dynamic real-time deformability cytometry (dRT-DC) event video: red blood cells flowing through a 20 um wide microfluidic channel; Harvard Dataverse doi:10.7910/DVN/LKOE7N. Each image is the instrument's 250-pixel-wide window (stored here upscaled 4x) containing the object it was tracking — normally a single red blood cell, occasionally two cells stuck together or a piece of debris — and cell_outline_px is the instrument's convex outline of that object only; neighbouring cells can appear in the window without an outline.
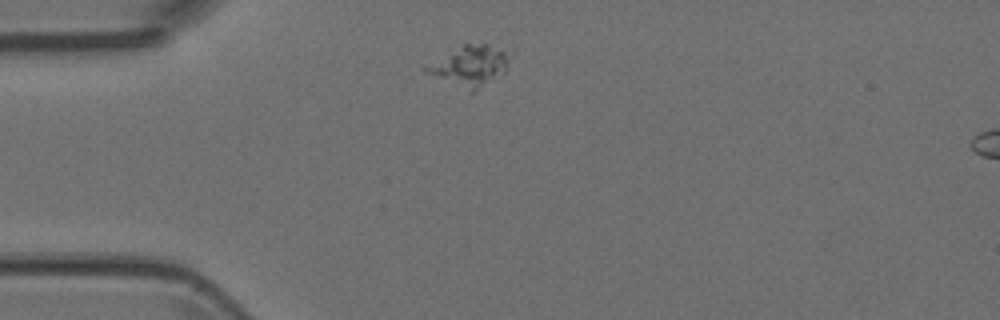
{"species": "Egyptian fruit bat (a non-hibernating species)", "species_latin": "Rousettus aegyptiacus", "temperature_condition": "room temperature", "stored_images_in_passage": 3, "camera_frame_rate_fps": 3000, "um_per_image_px": 0.085, "animal": {"sex": "female"}, "frame": {"image": 1, "passage_image": 1, "time_ms": 0.0, "image_size_px": [1000, 320], "cell_outline_px": [[516, 48], [504, 72], [472, 92], [424, 72], [424, 68], [448, 48], [464, 44], [488, 44]], "centroid_in_image_um": [40.02, 5.5], "position_along_channel_um": 45.0, "area_um2": 20.29}}
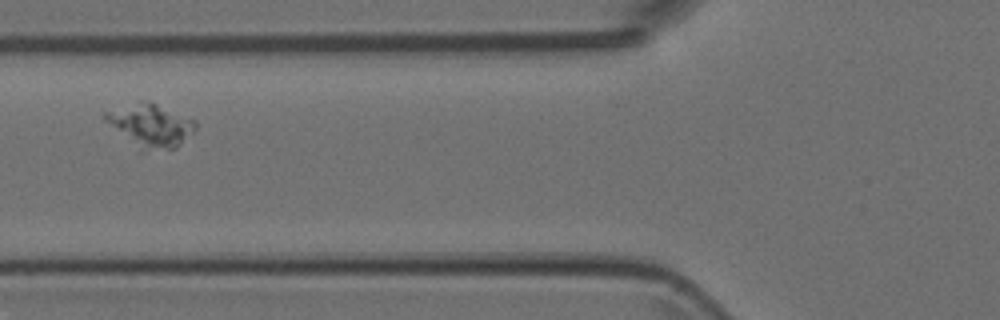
{"frame": {"image": 2, "passage_image": 3, "time_ms": 0.667, "image_size_px": [1000, 320], "cell_outline_px": [[196, 128], [176, 148], [140, 152], [104, 116], [104, 112], [136, 100], [144, 100], [156, 104], [196, 120]], "centroid_in_image_um": [12.82, 10.66], "position_along_channel_um": 113.0, "area_um2": 22.31}}